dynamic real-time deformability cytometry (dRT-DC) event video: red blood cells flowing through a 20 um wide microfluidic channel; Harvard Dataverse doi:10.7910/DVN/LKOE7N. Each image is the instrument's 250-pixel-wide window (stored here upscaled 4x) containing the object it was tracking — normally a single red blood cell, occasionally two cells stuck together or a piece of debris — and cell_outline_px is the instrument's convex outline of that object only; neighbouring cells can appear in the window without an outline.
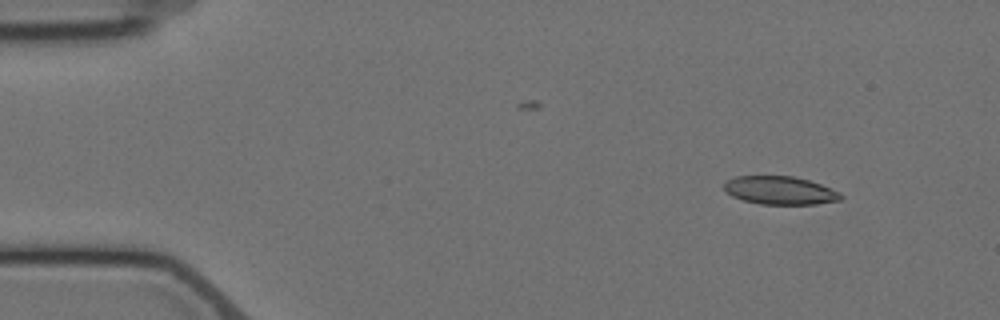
{"species": "Egyptian fruit bat (a non-hibernating species)", "species_latin": "Rousettus aegyptiacus", "temperature_condition": "cold", "stored_images_in_passage": 4, "camera_frame_rate_fps": 3000, "um_per_image_px": 0.085, "animal": {"sex": "female"}, "frame": {"image": 1, "passage_image": 1, "time_ms": 0.0, "image_size_px": [1000, 320], "cell_outline_px": [[844, 196], [840, 200], [816, 204], [760, 204], [744, 200], [732, 196], [724, 188], [724, 184], [728, 180], [736, 176], [792, 176], [808, 180], [832, 188], [840, 192]], "centroid_in_image_um": [66.33, 16.18], "position_along_channel_um": 18.7, "area_um2": 19.07}}
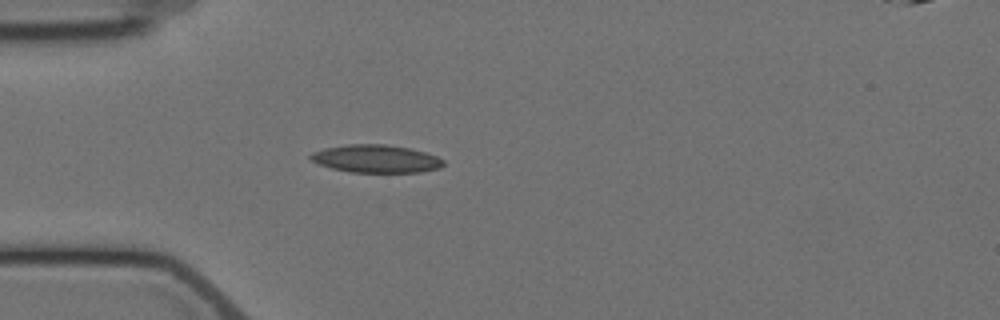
{"frame": {"image": 2, "passage_image": 4, "time_ms": 3.333, "image_size_px": [1000, 320], "cell_outline_px": [[444, 164], [440, 168], [420, 172], [352, 172], [332, 168], [320, 164], [312, 160], [308, 156], [312, 152], [324, 148], [348, 144], [384, 144], [408, 148], [424, 152], [436, 156], [444, 160]], "centroid_in_image_um": [31.96, 13.49], "position_along_channel_um": 53.0, "area_um2": 21.39}}